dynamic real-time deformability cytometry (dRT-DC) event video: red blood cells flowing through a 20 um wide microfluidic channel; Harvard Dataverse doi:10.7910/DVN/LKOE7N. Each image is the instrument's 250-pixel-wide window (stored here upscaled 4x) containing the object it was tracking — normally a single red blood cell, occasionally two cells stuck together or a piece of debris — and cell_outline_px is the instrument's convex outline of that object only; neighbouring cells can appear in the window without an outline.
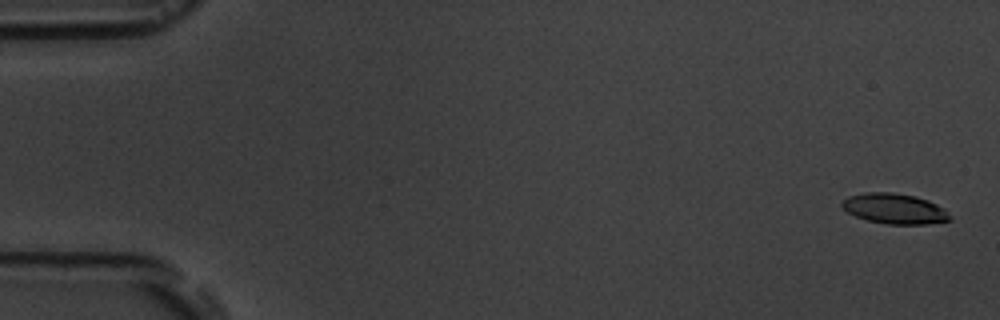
{"species": "common noctule bat (a hibernating species)", "species_latin": "Nyctalus noctula", "temperature_condition": "room temperature", "stored_images_in_passage": 6, "camera_frame_rate_fps": 3000, "um_per_image_px": 0.085, "animal": {"sex": "male", "body_mass_g": 19.5, "forearm_length_mm": 54.6}, "frame": {"image": 1, "passage_image": 1, "time_ms": 0.0, "image_size_px": [1000, 320], "cell_outline_px": [[952, 220], [928, 224], [888, 224], [868, 220], [856, 216], [848, 212], [840, 204], [848, 196], [864, 192], [892, 192], [916, 196], [928, 200], [944, 208]], "centroid_in_image_um": [76.05, 17.73], "position_along_channel_um": 9.0, "area_um2": 19.02}}
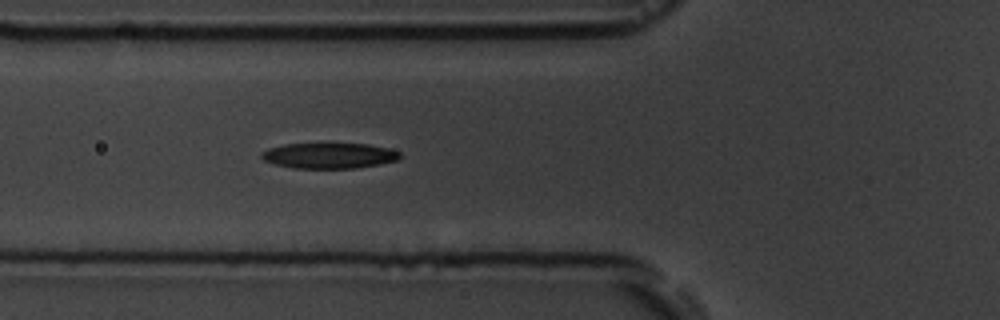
{"frame": {"image": 2, "passage_image": 6, "time_ms": 6.333, "image_size_px": [1000, 320], "cell_outline_px": [[400, 156], [396, 160], [380, 164], [356, 168], [292, 168], [272, 164], [264, 160], [260, 156], [260, 152], [268, 148], [284, 144], [368, 144], [388, 148], [400, 152]], "centroid_in_image_um": [27.92, 13.23], "position_along_channel_um": 97.9, "area_um2": 20.63}}